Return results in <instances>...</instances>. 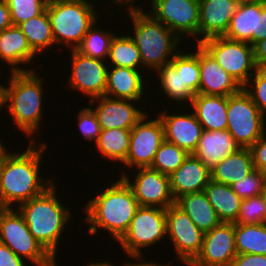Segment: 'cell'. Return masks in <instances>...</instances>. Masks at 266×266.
Here are the masks:
<instances>
[{
  "label": "cell",
  "mask_w": 266,
  "mask_h": 266,
  "mask_svg": "<svg viewBox=\"0 0 266 266\" xmlns=\"http://www.w3.org/2000/svg\"><path fill=\"white\" fill-rule=\"evenodd\" d=\"M128 34L129 33L126 35L121 34L120 36H114L111 41L109 55L106 62H108L107 64H109V66L127 67L142 71L144 69L138 47L131 38V35Z\"/></svg>",
  "instance_id": "obj_32"
},
{
  "label": "cell",
  "mask_w": 266,
  "mask_h": 266,
  "mask_svg": "<svg viewBox=\"0 0 266 266\" xmlns=\"http://www.w3.org/2000/svg\"><path fill=\"white\" fill-rule=\"evenodd\" d=\"M237 254L266 255V223L235 224Z\"/></svg>",
  "instance_id": "obj_34"
},
{
  "label": "cell",
  "mask_w": 266,
  "mask_h": 266,
  "mask_svg": "<svg viewBox=\"0 0 266 266\" xmlns=\"http://www.w3.org/2000/svg\"><path fill=\"white\" fill-rule=\"evenodd\" d=\"M166 228L176 258L187 266L200 252L204 233L175 203L166 209Z\"/></svg>",
  "instance_id": "obj_13"
},
{
  "label": "cell",
  "mask_w": 266,
  "mask_h": 266,
  "mask_svg": "<svg viewBox=\"0 0 266 266\" xmlns=\"http://www.w3.org/2000/svg\"><path fill=\"white\" fill-rule=\"evenodd\" d=\"M236 255L235 224L221 222L204 233L200 252L187 266H231Z\"/></svg>",
  "instance_id": "obj_16"
},
{
  "label": "cell",
  "mask_w": 266,
  "mask_h": 266,
  "mask_svg": "<svg viewBox=\"0 0 266 266\" xmlns=\"http://www.w3.org/2000/svg\"><path fill=\"white\" fill-rule=\"evenodd\" d=\"M251 97L260 112L266 117V68H257L242 87Z\"/></svg>",
  "instance_id": "obj_41"
},
{
  "label": "cell",
  "mask_w": 266,
  "mask_h": 266,
  "mask_svg": "<svg viewBox=\"0 0 266 266\" xmlns=\"http://www.w3.org/2000/svg\"><path fill=\"white\" fill-rule=\"evenodd\" d=\"M137 262H129V261H127L125 264H123V266H168L167 264H162L161 265V263L159 262V263H157V262H148V261H146L145 260V258L143 259V258H137V259H135ZM145 261V262H144Z\"/></svg>",
  "instance_id": "obj_49"
},
{
  "label": "cell",
  "mask_w": 266,
  "mask_h": 266,
  "mask_svg": "<svg viewBox=\"0 0 266 266\" xmlns=\"http://www.w3.org/2000/svg\"><path fill=\"white\" fill-rule=\"evenodd\" d=\"M26 260L18 257L8 246L0 243V266H25Z\"/></svg>",
  "instance_id": "obj_46"
},
{
  "label": "cell",
  "mask_w": 266,
  "mask_h": 266,
  "mask_svg": "<svg viewBox=\"0 0 266 266\" xmlns=\"http://www.w3.org/2000/svg\"><path fill=\"white\" fill-rule=\"evenodd\" d=\"M11 14L12 23L18 26L24 21L42 14L49 0H5Z\"/></svg>",
  "instance_id": "obj_38"
},
{
  "label": "cell",
  "mask_w": 266,
  "mask_h": 266,
  "mask_svg": "<svg viewBox=\"0 0 266 266\" xmlns=\"http://www.w3.org/2000/svg\"><path fill=\"white\" fill-rule=\"evenodd\" d=\"M231 266H266V255L237 254Z\"/></svg>",
  "instance_id": "obj_45"
},
{
  "label": "cell",
  "mask_w": 266,
  "mask_h": 266,
  "mask_svg": "<svg viewBox=\"0 0 266 266\" xmlns=\"http://www.w3.org/2000/svg\"><path fill=\"white\" fill-rule=\"evenodd\" d=\"M96 24L97 21L87 31L76 51L86 57L107 61L111 41L116 34L108 29L99 30Z\"/></svg>",
  "instance_id": "obj_35"
},
{
  "label": "cell",
  "mask_w": 266,
  "mask_h": 266,
  "mask_svg": "<svg viewBox=\"0 0 266 266\" xmlns=\"http://www.w3.org/2000/svg\"><path fill=\"white\" fill-rule=\"evenodd\" d=\"M111 182L84 205V222L89 226L90 235L94 236L98 230L105 229L117 242L127 231L139 204L122 177Z\"/></svg>",
  "instance_id": "obj_2"
},
{
  "label": "cell",
  "mask_w": 266,
  "mask_h": 266,
  "mask_svg": "<svg viewBox=\"0 0 266 266\" xmlns=\"http://www.w3.org/2000/svg\"><path fill=\"white\" fill-rule=\"evenodd\" d=\"M262 195L264 196L265 201H266V181H265L264 186H263V193H262Z\"/></svg>",
  "instance_id": "obj_54"
},
{
  "label": "cell",
  "mask_w": 266,
  "mask_h": 266,
  "mask_svg": "<svg viewBox=\"0 0 266 266\" xmlns=\"http://www.w3.org/2000/svg\"><path fill=\"white\" fill-rule=\"evenodd\" d=\"M229 131H203L198 147L193 153L203 164L212 169L230 154L239 149Z\"/></svg>",
  "instance_id": "obj_24"
},
{
  "label": "cell",
  "mask_w": 266,
  "mask_h": 266,
  "mask_svg": "<svg viewBox=\"0 0 266 266\" xmlns=\"http://www.w3.org/2000/svg\"><path fill=\"white\" fill-rule=\"evenodd\" d=\"M56 187L53 183L42 194L15 207L23 216L33 237L55 260L65 226L72 216L71 208L64 206L58 199Z\"/></svg>",
  "instance_id": "obj_4"
},
{
  "label": "cell",
  "mask_w": 266,
  "mask_h": 266,
  "mask_svg": "<svg viewBox=\"0 0 266 266\" xmlns=\"http://www.w3.org/2000/svg\"><path fill=\"white\" fill-rule=\"evenodd\" d=\"M266 223V201L263 195L242 199L239 214L234 224Z\"/></svg>",
  "instance_id": "obj_37"
},
{
  "label": "cell",
  "mask_w": 266,
  "mask_h": 266,
  "mask_svg": "<svg viewBox=\"0 0 266 266\" xmlns=\"http://www.w3.org/2000/svg\"><path fill=\"white\" fill-rule=\"evenodd\" d=\"M175 204L187 213L203 233L221 223L204 191L182 195L175 200Z\"/></svg>",
  "instance_id": "obj_27"
},
{
  "label": "cell",
  "mask_w": 266,
  "mask_h": 266,
  "mask_svg": "<svg viewBox=\"0 0 266 266\" xmlns=\"http://www.w3.org/2000/svg\"><path fill=\"white\" fill-rule=\"evenodd\" d=\"M190 107L205 131L227 129V97L196 94Z\"/></svg>",
  "instance_id": "obj_25"
},
{
  "label": "cell",
  "mask_w": 266,
  "mask_h": 266,
  "mask_svg": "<svg viewBox=\"0 0 266 266\" xmlns=\"http://www.w3.org/2000/svg\"><path fill=\"white\" fill-rule=\"evenodd\" d=\"M71 73L68 77L70 89L93 99L104 96L107 84L108 64L104 60L86 57L71 50ZM107 64V65H106Z\"/></svg>",
  "instance_id": "obj_15"
},
{
  "label": "cell",
  "mask_w": 266,
  "mask_h": 266,
  "mask_svg": "<svg viewBox=\"0 0 266 266\" xmlns=\"http://www.w3.org/2000/svg\"><path fill=\"white\" fill-rule=\"evenodd\" d=\"M174 199L195 192L204 191L211 181V169L194 154H189L183 164L169 175Z\"/></svg>",
  "instance_id": "obj_21"
},
{
  "label": "cell",
  "mask_w": 266,
  "mask_h": 266,
  "mask_svg": "<svg viewBox=\"0 0 266 266\" xmlns=\"http://www.w3.org/2000/svg\"><path fill=\"white\" fill-rule=\"evenodd\" d=\"M37 142L29 141L22 153L7 150L0 159V208H12L16 203L29 201L54 183L40 174L42 155L48 145Z\"/></svg>",
  "instance_id": "obj_1"
},
{
  "label": "cell",
  "mask_w": 266,
  "mask_h": 266,
  "mask_svg": "<svg viewBox=\"0 0 266 266\" xmlns=\"http://www.w3.org/2000/svg\"><path fill=\"white\" fill-rule=\"evenodd\" d=\"M237 7L235 0H199L198 44L208 38L224 36Z\"/></svg>",
  "instance_id": "obj_19"
},
{
  "label": "cell",
  "mask_w": 266,
  "mask_h": 266,
  "mask_svg": "<svg viewBox=\"0 0 266 266\" xmlns=\"http://www.w3.org/2000/svg\"><path fill=\"white\" fill-rule=\"evenodd\" d=\"M88 106L94 107L101 129H132L135 124L147 113L137 108L133 101L128 99H115L107 96H100L89 99Z\"/></svg>",
  "instance_id": "obj_17"
},
{
  "label": "cell",
  "mask_w": 266,
  "mask_h": 266,
  "mask_svg": "<svg viewBox=\"0 0 266 266\" xmlns=\"http://www.w3.org/2000/svg\"><path fill=\"white\" fill-rule=\"evenodd\" d=\"M10 72L6 86V106L13 122L30 137V142L36 141L34 134L40 130L43 117V79L37 71ZM9 102V103H8ZM34 133V134H33ZM33 135V136H32Z\"/></svg>",
  "instance_id": "obj_5"
},
{
  "label": "cell",
  "mask_w": 266,
  "mask_h": 266,
  "mask_svg": "<svg viewBox=\"0 0 266 266\" xmlns=\"http://www.w3.org/2000/svg\"><path fill=\"white\" fill-rule=\"evenodd\" d=\"M266 38V2L257 3L256 33H253V46Z\"/></svg>",
  "instance_id": "obj_44"
},
{
  "label": "cell",
  "mask_w": 266,
  "mask_h": 266,
  "mask_svg": "<svg viewBox=\"0 0 266 266\" xmlns=\"http://www.w3.org/2000/svg\"><path fill=\"white\" fill-rule=\"evenodd\" d=\"M155 73L159 77V86L166 99L182 103V107L192 102L195 94L187 86H183L182 78V51L180 50L171 60V63L158 68Z\"/></svg>",
  "instance_id": "obj_26"
},
{
  "label": "cell",
  "mask_w": 266,
  "mask_h": 266,
  "mask_svg": "<svg viewBox=\"0 0 266 266\" xmlns=\"http://www.w3.org/2000/svg\"><path fill=\"white\" fill-rule=\"evenodd\" d=\"M265 181L266 173L254 169L245 178L235 182L231 187L241 199H247L262 195Z\"/></svg>",
  "instance_id": "obj_40"
},
{
  "label": "cell",
  "mask_w": 266,
  "mask_h": 266,
  "mask_svg": "<svg viewBox=\"0 0 266 266\" xmlns=\"http://www.w3.org/2000/svg\"><path fill=\"white\" fill-rule=\"evenodd\" d=\"M160 111L159 117L164 129V139L184 149L188 154H193L199 144L204 131L193 111L183 113H170ZM170 113V114H169Z\"/></svg>",
  "instance_id": "obj_18"
},
{
  "label": "cell",
  "mask_w": 266,
  "mask_h": 266,
  "mask_svg": "<svg viewBox=\"0 0 266 266\" xmlns=\"http://www.w3.org/2000/svg\"><path fill=\"white\" fill-rule=\"evenodd\" d=\"M36 56L18 26L12 25L0 32V61L10 66V72L34 70L19 65H30Z\"/></svg>",
  "instance_id": "obj_23"
},
{
  "label": "cell",
  "mask_w": 266,
  "mask_h": 266,
  "mask_svg": "<svg viewBox=\"0 0 266 266\" xmlns=\"http://www.w3.org/2000/svg\"><path fill=\"white\" fill-rule=\"evenodd\" d=\"M136 169V176L131 178L128 174L121 172V177L131 187L139 206L167 209L175 203L169 175L160 173L150 167Z\"/></svg>",
  "instance_id": "obj_14"
},
{
  "label": "cell",
  "mask_w": 266,
  "mask_h": 266,
  "mask_svg": "<svg viewBox=\"0 0 266 266\" xmlns=\"http://www.w3.org/2000/svg\"><path fill=\"white\" fill-rule=\"evenodd\" d=\"M77 113V125L79 132L82 133L85 140H94L97 142L101 128L93 107L81 108Z\"/></svg>",
  "instance_id": "obj_42"
},
{
  "label": "cell",
  "mask_w": 266,
  "mask_h": 266,
  "mask_svg": "<svg viewBox=\"0 0 266 266\" xmlns=\"http://www.w3.org/2000/svg\"><path fill=\"white\" fill-rule=\"evenodd\" d=\"M167 236L166 209L139 206L124 235L117 241L128 258H144L141 252Z\"/></svg>",
  "instance_id": "obj_8"
},
{
  "label": "cell",
  "mask_w": 266,
  "mask_h": 266,
  "mask_svg": "<svg viewBox=\"0 0 266 266\" xmlns=\"http://www.w3.org/2000/svg\"><path fill=\"white\" fill-rule=\"evenodd\" d=\"M238 5L266 2V0H235Z\"/></svg>",
  "instance_id": "obj_52"
},
{
  "label": "cell",
  "mask_w": 266,
  "mask_h": 266,
  "mask_svg": "<svg viewBox=\"0 0 266 266\" xmlns=\"http://www.w3.org/2000/svg\"><path fill=\"white\" fill-rule=\"evenodd\" d=\"M254 60L258 68H266V38L254 46Z\"/></svg>",
  "instance_id": "obj_47"
},
{
  "label": "cell",
  "mask_w": 266,
  "mask_h": 266,
  "mask_svg": "<svg viewBox=\"0 0 266 266\" xmlns=\"http://www.w3.org/2000/svg\"><path fill=\"white\" fill-rule=\"evenodd\" d=\"M221 222L234 223L239 214L242 199L231 186L210 181L204 189Z\"/></svg>",
  "instance_id": "obj_29"
},
{
  "label": "cell",
  "mask_w": 266,
  "mask_h": 266,
  "mask_svg": "<svg viewBox=\"0 0 266 266\" xmlns=\"http://www.w3.org/2000/svg\"><path fill=\"white\" fill-rule=\"evenodd\" d=\"M4 144L5 143H3L1 141V139H0V159L2 158V156L4 155V153L8 150Z\"/></svg>",
  "instance_id": "obj_53"
},
{
  "label": "cell",
  "mask_w": 266,
  "mask_h": 266,
  "mask_svg": "<svg viewBox=\"0 0 266 266\" xmlns=\"http://www.w3.org/2000/svg\"><path fill=\"white\" fill-rule=\"evenodd\" d=\"M254 170L248 148H239L211 169V180L232 186Z\"/></svg>",
  "instance_id": "obj_28"
},
{
  "label": "cell",
  "mask_w": 266,
  "mask_h": 266,
  "mask_svg": "<svg viewBox=\"0 0 266 266\" xmlns=\"http://www.w3.org/2000/svg\"><path fill=\"white\" fill-rule=\"evenodd\" d=\"M108 260H106L105 262L103 261H96L95 262H90L89 264H86V265H83V266H115L114 264L110 263V262H107Z\"/></svg>",
  "instance_id": "obj_51"
},
{
  "label": "cell",
  "mask_w": 266,
  "mask_h": 266,
  "mask_svg": "<svg viewBox=\"0 0 266 266\" xmlns=\"http://www.w3.org/2000/svg\"><path fill=\"white\" fill-rule=\"evenodd\" d=\"M148 112L131 129L130 147L124 169L151 167L156 152L164 139V129L159 117L148 119ZM127 166V167H126Z\"/></svg>",
  "instance_id": "obj_11"
},
{
  "label": "cell",
  "mask_w": 266,
  "mask_h": 266,
  "mask_svg": "<svg viewBox=\"0 0 266 266\" xmlns=\"http://www.w3.org/2000/svg\"><path fill=\"white\" fill-rule=\"evenodd\" d=\"M248 149L251 153L254 169L266 173V127L261 137Z\"/></svg>",
  "instance_id": "obj_43"
},
{
  "label": "cell",
  "mask_w": 266,
  "mask_h": 266,
  "mask_svg": "<svg viewBox=\"0 0 266 266\" xmlns=\"http://www.w3.org/2000/svg\"><path fill=\"white\" fill-rule=\"evenodd\" d=\"M242 87L256 72L254 48L247 42L217 36L199 43Z\"/></svg>",
  "instance_id": "obj_10"
},
{
  "label": "cell",
  "mask_w": 266,
  "mask_h": 266,
  "mask_svg": "<svg viewBox=\"0 0 266 266\" xmlns=\"http://www.w3.org/2000/svg\"><path fill=\"white\" fill-rule=\"evenodd\" d=\"M12 25L9 7L5 0H0V32Z\"/></svg>",
  "instance_id": "obj_48"
},
{
  "label": "cell",
  "mask_w": 266,
  "mask_h": 266,
  "mask_svg": "<svg viewBox=\"0 0 266 266\" xmlns=\"http://www.w3.org/2000/svg\"><path fill=\"white\" fill-rule=\"evenodd\" d=\"M46 9L56 46L70 50H76L90 27L100 20L93 1L49 0Z\"/></svg>",
  "instance_id": "obj_6"
},
{
  "label": "cell",
  "mask_w": 266,
  "mask_h": 266,
  "mask_svg": "<svg viewBox=\"0 0 266 266\" xmlns=\"http://www.w3.org/2000/svg\"><path fill=\"white\" fill-rule=\"evenodd\" d=\"M148 12L180 39L193 36L198 44L199 0H151Z\"/></svg>",
  "instance_id": "obj_12"
},
{
  "label": "cell",
  "mask_w": 266,
  "mask_h": 266,
  "mask_svg": "<svg viewBox=\"0 0 266 266\" xmlns=\"http://www.w3.org/2000/svg\"><path fill=\"white\" fill-rule=\"evenodd\" d=\"M142 71L127 67H108L105 96L133 101L144 100L147 85ZM145 88V89H144Z\"/></svg>",
  "instance_id": "obj_22"
},
{
  "label": "cell",
  "mask_w": 266,
  "mask_h": 266,
  "mask_svg": "<svg viewBox=\"0 0 266 266\" xmlns=\"http://www.w3.org/2000/svg\"><path fill=\"white\" fill-rule=\"evenodd\" d=\"M256 24L257 3L238 5L224 37L247 42L253 46V33H256Z\"/></svg>",
  "instance_id": "obj_33"
},
{
  "label": "cell",
  "mask_w": 266,
  "mask_h": 266,
  "mask_svg": "<svg viewBox=\"0 0 266 266\" xmlns=\"http://www.w3.org/2000/svg\"><path fill=\"white\" fill-rule=\"evenodd\" d=\"M189 154L175 144L164 140L158 148L151 169L170 175L176 171Z\"/></svg>",
  "instance_id": "obj_36"
},
{
  "label": "cell",
  "mask_w": 266,
  "mask_h": 266,
  "mask_svg": "<svg viewBox=\"0 0 266 266\" xmlns=\"http://www.w3.org/2000/svg\"><path fill=\"white\" fill-rule=\"evenodd\" d=\"M131 129H101L97 142L95 143L103 158L117 163L126 161L130 147Z\"/></svg>",
  "instance_id": "obj_30"
},
{
  "label": "cell",
  "mask_w": 266,
  "mask_h": 266,
  "mask_svg": "<svg viewBox=\"0 0 266 266\" xmlns=\"http://www.w3.org/2000/svg\"><path fill=\"white\" fill-rule=\"evenodd\" d=\"M200 86L198 94L228 97L242 86L199 44Z\"/></svg>",
  "instance_id": "obj_20"
},
{
  "label": "cell",
  "mask_w": 266,
  "mask_h": 266,
  "mask_svg": "<svg viewBox=\"0 0 266 266\" xmlns=\"http://www.w3.org/2000/svg\"><path fill=\"white\" fill-rule=\"evenodd\" d=\"M6 106V86L0 83V112Z\"/></svg>",
  "instance_id": "obj_50"
},
{
  "label": "cell",
  "mask_w": 266,
  "mask_h": 266,
  "mask_svg": "<svg viewBox=\"0 0 266 266\" xmlns=\"http://www.w3.org/2000/svg\"><path fill=\"white\" fill-rule=\"evenodd\" d=\"M18 27L37 55L55 45L47 9L42 14L22 22Z\"/></svg>",
  "instance_id": "obj_31"
},
{
  "label": "cell",
  "mask_w": 266,
  "mask_h": 266,
  "mask_svg": "<svg viewBox=\"0 0 266 266\" xmlns=\"http://www.w3.org/2000/svg\"><path fill=\"white\" fill-rule=\"evenodd\" d=\"M266 117L241 88L227 97V130L240 148H249L263 134Z\"/></svg>",
  "instance_id": "obj_9"
},
{
  "label": "cell",
  "mask_w": 266,
  "mask_h": 266,
  "mask_svg": "<svg viewBox=\"0 0 266 266\" xmlns=\"http://www.w3.org/2000/svg\"><path fill=\"white\" fill-rule=\"evenodd\" d=\"M16 211V212H15ZM0 243L35 266H57V261L33 237L17 209L0 208Z\"/></svg>",
  "instance_id": "obj_7"
},
{
  "label": "cell",
  "mask_w": 266,
  "mask_h": 266,
  "mask_svg": "<svg viewBox=\"0 0 266 266\" xmlns=\"http://www.w3.org/2000/svg\"><path fill=\"white\" fill-rule=\"evenodd\" d=\"M195 51L187 53L182 51V78L183 86H187L195 95L200 86L199 44Z\"/></svg>",
  "instance_id": "obj_39"
},
{
  "label": "cell",
  "mask_w": 266,
  "mask_h": 266,
  "mask_svg": "<svg viewBox=\"0 0 266 266\" xmlns=\"http://www.w3.org/2000/svg\"><path fill=\"white\" fill-rule=\"evenodd\" d=\"M134 1L136 2V0H113L112 3L119 5V9H124L123 4L129 7L126 12L128 10L134 31L131 38L138 47L144 70L148 69L149 72L151 70L152 73L171 63L172 58L180 51L178 43L181 39L163 23L154 19L148 10L145 12L142 6H136Z\"/></svg>",
  "instance_id": "obj_3"
}]
</instances>
